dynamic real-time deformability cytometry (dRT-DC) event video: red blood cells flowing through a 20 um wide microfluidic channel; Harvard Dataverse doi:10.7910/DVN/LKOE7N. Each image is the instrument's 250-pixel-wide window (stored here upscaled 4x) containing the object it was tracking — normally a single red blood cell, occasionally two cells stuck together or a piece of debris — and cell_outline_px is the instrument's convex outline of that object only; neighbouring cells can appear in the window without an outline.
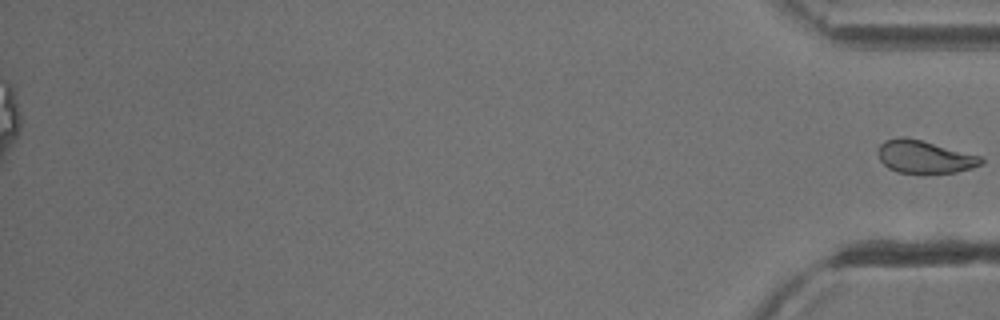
{"species": "common noctule bat (a hibernating species)", "species_latin": "Nyctalus noctula", "temperature_condition": "cold", "stored_images_in_passage": 54, "segment_of_instrument_passage": [2, 2], "camera_frame_rate_fps": 3000, "um_per_image_px": 0.085, "animal": {"sex": "male", "body_mass_g": 13.3}, "frame": {"image": 1, "passage_image": 54, "time_ms": 17.667, "image_size_px": [1000, 320], "cell_outline_px": [[984, 164], [972, 168], [956, 172], [920, 176], [896, 172], [888, 168], [880, 160], [876, 152], [880, 144], [884, 140], [900, 136], [920, 140], [984, 156]], "centroid_in_image_um": [78.6, 13.38], "position_along_channel_um": 356.6, "area_um2": 20.58}}